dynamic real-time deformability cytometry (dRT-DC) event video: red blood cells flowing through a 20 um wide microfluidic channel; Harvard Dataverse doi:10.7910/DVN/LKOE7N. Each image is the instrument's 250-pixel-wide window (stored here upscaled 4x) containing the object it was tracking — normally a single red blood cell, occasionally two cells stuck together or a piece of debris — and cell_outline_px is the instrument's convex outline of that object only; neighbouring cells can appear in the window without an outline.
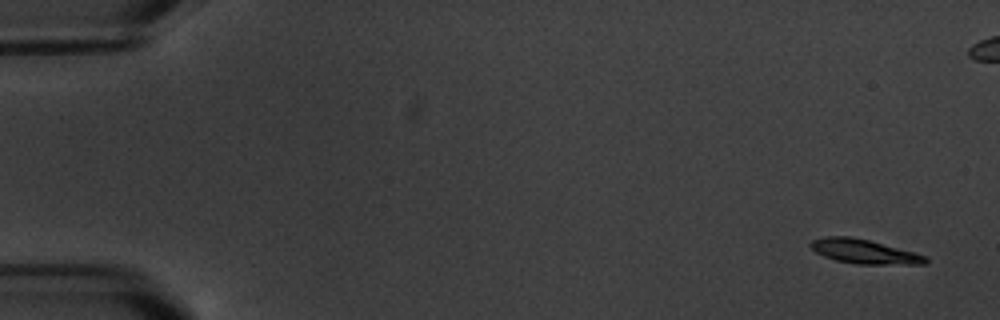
{"species": "common noctule bat (a hibernating species)", "species_latin": "Nyctalus noctula", "temperature_condition": "warm", "stored_images_in_passage": 18, "camera_frame_rate_fps": 3000, "um_per_image_px": 0.085, "animal": {"sex": "male", "body_mass_g": 20.1, "forearm_length_mm": 53.5}, "frame": {"image": 1, "passage_image": 1, "time_ms": 0.0, "image_size_px": [1000, 320], "cell_outline_px": [[928, 260], [924, 264], [856, 264], [836, 260], [824, 256], [816, 252], [808, 244], [812, 240], [824, 236], [852, 236], [916, 252], [928, 256]], "centroid_in_image_um": [73.47, 21.37], "position_along_channel_um": 11.5, "area_um2": 16.3}}
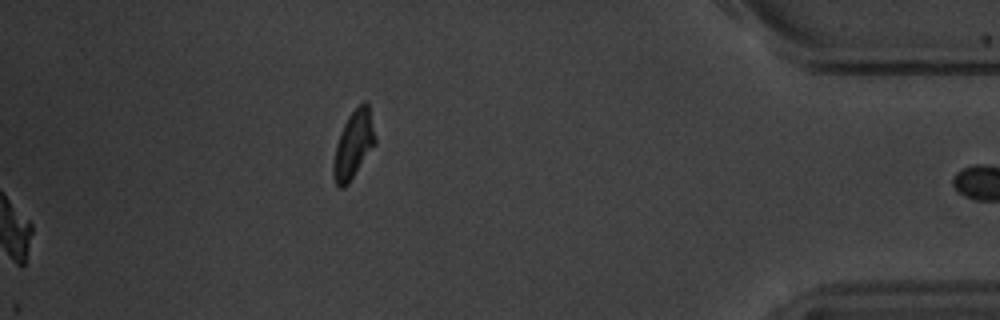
{"frame": {"image": 2, "passage_image": 18, "time_ms": 19.333, "image_size_px": [1000, 320], "cell_outline_px": [[376, 144], [348, 184], [344, 188], [340, 188], [336, 184], [332, 172], [332, 168], [336, 144], [340, 132], [348, 116], [364, 100], [368, 104], [376, 140]], "centroid_in_image_um": [30.04, 12.32], "position_along_channel_um": 405.2, "area_um2": 16.36}}